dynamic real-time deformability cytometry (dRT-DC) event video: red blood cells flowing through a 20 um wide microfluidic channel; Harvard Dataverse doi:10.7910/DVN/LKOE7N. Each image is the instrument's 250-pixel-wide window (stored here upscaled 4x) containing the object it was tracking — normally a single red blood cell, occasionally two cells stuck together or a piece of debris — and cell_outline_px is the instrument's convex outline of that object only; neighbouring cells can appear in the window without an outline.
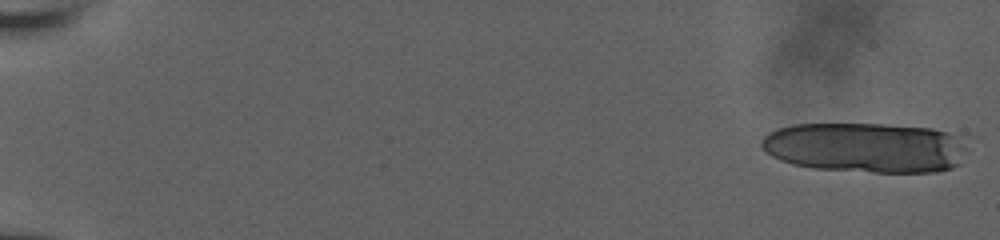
{"species": "human", "species_latin": "Homo sapiens", "temperature_condition": "room temperature", "stored_images_in_passage": 12, "camera_frame_rate_fps": 3000, "um_per_image_px": 0.085, "donor": {"sex": "male"}, "frame": {"image": 1, "passage_image": 1, "time_ms": 0.0, "image_size_px": [1000, 240], "cell_outline_px": [[960, 164], [952, 168], [936, 172], [872, 172], [812, 168], [792, 164], [780, 160], [772, 156], [760, 144], [764, 136], [768, 132], [792, 124], [880, 124], [932, 128], [956, 136]], "centroid_in_image_um": [73.43, 12.54], "position_along_channel_um": 11.6, "area_um2": 59.13}}